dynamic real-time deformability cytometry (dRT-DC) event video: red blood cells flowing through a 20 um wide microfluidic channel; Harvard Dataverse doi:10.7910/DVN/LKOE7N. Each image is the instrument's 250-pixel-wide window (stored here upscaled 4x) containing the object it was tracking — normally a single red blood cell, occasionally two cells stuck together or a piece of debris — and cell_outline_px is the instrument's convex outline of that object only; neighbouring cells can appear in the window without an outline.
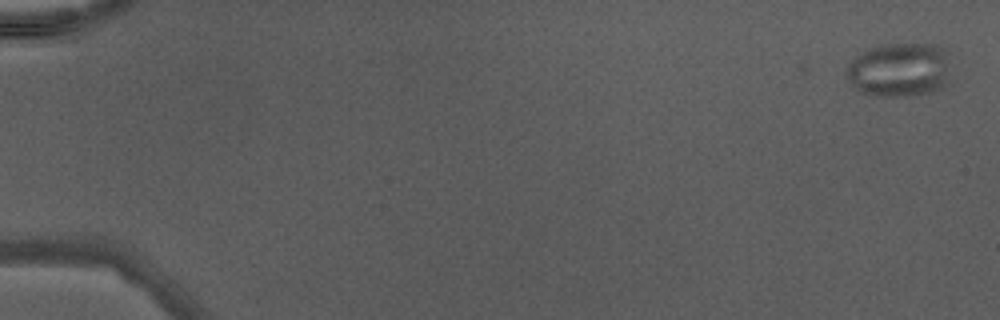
{"species": "Egyptian fruit bat (a non-hibernating species)", "species_latin": "Rousettus aegyptiacus", "temperature_condition": "warm", "stored_images_in_passage": 49, "camera_frame_rate_fps": 3000, "um_per_image_px": 0.085, "animal": {"sex": "male"}, "frame": {"image": 1, "passage_image": 2, "time_ms": 0.333, "image_size_px": [1000, 320], "cell_outline_px": [[948, 48], [944, 84], [940, 88], [928, 92], [904, 96], [876, 96], [864, 92], [856, 88], [848, 80], [844, 68], [856, 56], [868, 48], [884, 44], [940, 44]], "centroid_in_image_um": [76.4, 5.9], "position_along_channel_um": 8.6, "area_um2": 32.6}}
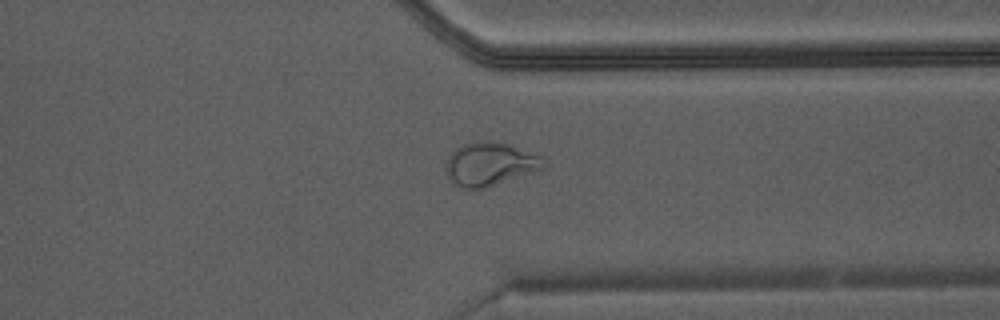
{"frame": {"image": 2, "passage_image": 39, "time_ms": 12.667, "image_size_px": [1000, 320], "cell_outline_px": [[548, 164], [544, 168], [484, 188], [464, 188], [456, 184], [448, 176], [448, 156], [456, 148], [464, 144], [476, 140], [492, 140], [512, 144], [544, 156]], "centroid_in_image_um": [41.74, 13.89], "position_along_channel_um": 369.7, "area_um2": 24.74}}
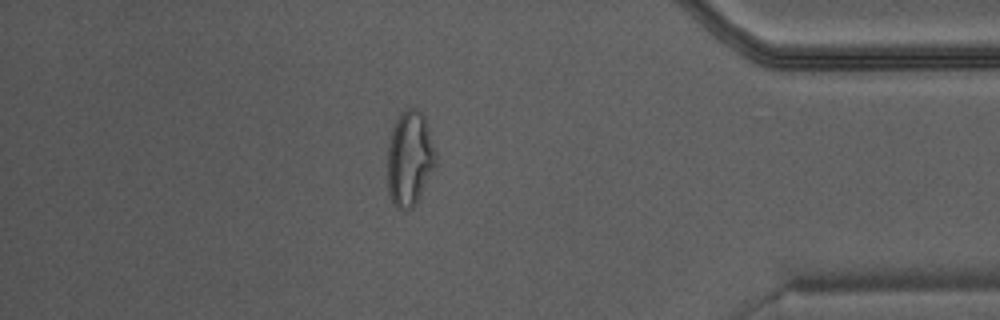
{"frame": {"image": 3, "passage_image": 43, "time_ms": 14.0, "image_size_px": [1000, 320], "cell_outline_px": [[436, 168], [416, 204], [412, 208], [396, 208], [392, 204], [388, 192], [388, 144], [392, 128], [400, 112], [408, 108], [416, 108], [424, 116], [436, 152]], "centroid_in_image_um": [34.83, 13.49], "position_along_channel_um": 400.4, "area_um2": 26.99}}